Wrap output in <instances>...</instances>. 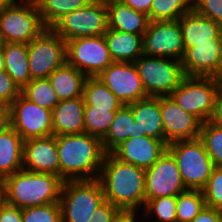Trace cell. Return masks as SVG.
Instances as JSON below:
<instances>
[{"instance_id": "cell-1", "label": "cell", "mask_w": 222, "mask_h": 222, "mask_svg": "<svg viewBox=\"0 0 222 222\" xmlns=\"http://www.w3.org/2000/svg\"><path fill=\"white\" fill-rule=\"evenodd\" d=\"M55 140L63 181L99 178L106 155L100 138L84 132L55 136Z\"/></svg>"}, {"instance_id": "cell-2", "label": "cell", "mask_w": 222, "mask_h": 222, "mask_svg": "<svg viewBox=\"0 0 222 222\" xmlns=\"http://www.w3.org/2000/svg\"><path fill=\"white\" fill-rule=\"evenodd\" d=\"M105 200L120 210L141 212L145 206V169L122 163L106 153L98 178Z\"/></svg>"}, {"instance_id": "cell-3", "label": "cell", "mask_w": 222, "mask_h": 222, "mask_svg": "<svg viewBox=\"0 0 222 222\" xmlns=\"http://www.w3.org/2000/svg\"><path fill=\"white\" fill-rule=\"evenodd\" d=\"M63 180L54 174L19 170L0 182L7 204L21 209L60 201Z\"/></svg>"}, {"instance_id": "cell-4", "label": "cell", "mask_w": 222, "mask_h": 222, "mask_svg": "<svg viewBox=\"0 0 222 222\" xmlns=\"http://www.w3.org/2000/svg\"><path fill=\"white\" fill-rule=\"evenodd\" d=\"M104 201L99 179L64 181L59 201L62 222H89L93 212Z\"/></svg>"}, {"instance_id": "cell-5", "label": "cell", "mask_w": 222, "mask_h": 222, "mask_svg": "<svg viewBox=\"0 0 222 222\" xmlns=\"http://www.w3.org/2000/svg\"><path fill=\"white\" fill-rule=\"evenodd\" d=\"M45 29L35 0H13L0 12L3 43L29 44Z\"/></svg>"}, {"instance_id": "cell-6", "label": "cell", "mask_w": 222, "mask_h": 222, "mask_svg": "<svg viewBox=\"0 0 222 222\" xmlns=\"http://www.w3.org/2000/svg\"><path fill=\"white\" fill-rule=\"evenodd\" d=\"M167 150L176 160L185 187L202 190L215 168L203 142L199 138L177 141L167 145Z\"/></svg>"}, {"instance_id": "cell-7", "label": "cell", "mask_w": 222, "mask_h": 222, "mask_svg": "<svg viewBox=\"0 0 222 222\" xmlns=\"http://www.w3.org/2000/svg\"><path fill=\"white\" fill-rule=\"evenodd\" d=\"M134 64L148 97L170 96L185 77L179 60L143 54Z\"/></svg>"}, {"instance_id": "cell-8", "label": "cell", "mask_w": 222, "mask_h": 222, "mask_svg": "<svg viewBox=\"0 0 222 222\" xmlns=\"http://www.w3.org/2000/svg\"><path fill=\"white\" fill-rule=\"evenodd\" d=\"M219 86L216 77L185 76L170 96L185 112L205 123L212 115Z\"/></svg>"}, {"instance_id": "cell-9", "label": "cell", "mask_w": 222, "mask_h": 222, "mask_svg": "<svg viewBox=\"0 0 222 222\" xmlns=\"http://www.w3.org/2000/svg\"><path fill=\"white\" fill-rule=\"evenodd\" d=\"M51 29L63 40L101 36L108 30V10L105 1H91L59 19Z\"/></svg>"}, {"instance_id": "cell-10", "label": "cell", "mask_w": 222, "mask_h": 222, "mask_svg": "<svg viewBox=\"0 0 222 222\" xmlns=\"http://www.w3.org/2000/svg\"><path fill=\"white\" fill-rule=\"evenodd\" d=\"M28 62L32 80L48 78L67 62L66 41L46 28L28 44Z\"/></svg>"}, {"instance_id": "cell-11", "label": "cell", "mask_w": 222, "mask_h": 222, "mask_svg": "<svg viewBox=\"0 0 222 222\" xmlns=\"http://www.w3.org/2000/svg\"><path fill=\"white\" fill-rule=\"evenodd\" d=\"M66 57L69 65L87 77H97L113 63L104 35L66 41Z\"/></svg>"}, {"instance_id": "cell-12", "label": "cell", "mask_w": 222, "mask_h": 222, "mask_svg": "<svg viewBox=\"0 0 222 222\" xmlns=\"http://www.w3.org/2000/svg\"><path fill=\"white\" fill-rule=\"evenodd\" d=\"M185 52L178 20L150 21L143 34V54L181 61Z\"/></svg>"}, {"instance_id": "cell-13", "label": "cell", "mask_w": 222, "mask_h": 222, "mask_svg": "<svg viewBox=\"0 0 222 222\" xmlns=\"http://www.w3.org/2000/svg\"><path fill=\"white\" fill-rule=\"evenodd\" d=\"M12 128L26 141L53 135L52 110L20 94L10 105Z\"/></svg>"}, {"instance_id": "cell-14", "label": "cell", "mask_w": 222, "mask_h": 222, "mask_svg": "<svg viewBox=\"0 0 222 222\" xmlns=\"http://www.w3.org/2000/svg\"><path fill=\"white\" fill-rule=\"evenodd\" d=\"M188 190L182 180L174 156L166 150L145 170V202L164 196H177Z\"/></svg>"}, {"instance_id": "cell-15", "label": "cell", "mask_w": 222, "mask_h": 222, "mask_svg": "<svg viewBox=\"0 0 222 222\" xmlns=\"http://www.w3.org/2000/svg\"><path fill=\"white\" fill-rule=\"evenodd\" d=\"M97 77L123 104L148 97L134 62H113Z\"/></svg>"}, {"instance_id": "cell-16", "label": "cell", "mask_w": 222, "mask_h": 222, "mask_svg": "<svg viewBox=\"0 0 222 222\" xmlns=\"http://www.w3.org/2000/svg\"><path fill=\"white\" fill-rule=\"evenodd\" d=\"M160 112L167 145L199 138L202 122L185 112L171 96H160Z\"/></svg>"}, {"instance_id": "cell-17", "label": "cell", "mask_w": 222, "mask_h": 222, "mask_svg": "<svg viewBox=\"0 0 222 222\" xmlns=\"http://www.w3.org/2000/svg\"><path fill=\"white\" fill-rule=\"evenodd\" d=\"M185 76L216 77L222 74V38L192 43L181 60Z\"/></svg>"}, {"instance_id": "cell-18", "label": "cell", "mask_w": 222, "mask_h": 222, "mask_svg": "<svg viewBox=\"0 0 222 222\" xmlns=\"http://www.w3.org/2000/svg\"><path fill=\"white\" fill-rule=\"evenodd\" d=\"M167 150L163 140L148 136L128 138L111 153L122 163L132 164L143 169L150 168Z\"/></svg>"}, {"instance_id": "cell-19", "label": "cell", "mask_w": 222, "mask_h": 222, "mask_svg": "<svg viewBox=\"0 0 222 222\" xmlns=\"http://www.w3.org/2000/svg\"><path fill=\"white\" fill-rule=\"evenodd\" d=\"M23 169L59 176V156L55 135L24 141Z\"/></svg>"}, {"instance_id": "cell-20", "label": "cell", "mask_w": 222, "mask_h": 222, "mask_svg": "<svg viewBox=\"0 0 222 222\" xmlns=\"http://www.w3.org/2000/svg\"><path fill=\"white\" fill-rule=\"evenodd\" d=\"M85 106L83 96L60 101L52 109L53 135L84 133Z\"/></svg>"}, {"instance_id": "cell-21", "label": "cell", "mask_w": 222, "mask_h": 222, "mask_svg": "<svg viewBox=\"0 0 222 222\" xmlns=\"http://www.w3.org/2000/svg\"><path fill=\"white\" fill-rule=\"evenodd\" d=\"M128 105L137 124V137L148 136L164 141L160 97H147Z\"/></svg>"}, {"instance_id": "cell-22", "label": "cell", "mask_w": 222, "mask_h": 222, "mask_svg": "<svg viewBox=\"0 0 222 222\" xmlns=\"http://www.w3.org/2000/svg\"><path fill=\"white\" fill-rule=\"evenodd\" d=\"M185 50L192 43L211 42V39L222 38V26L213 20L199 15L194 9L178 19Z\"/></svg>"}, {"instance_id": "cell-23", "label": "cell", "mask_w": 222, "mask_h": 222, "mask_svg": "<svg viewBox=\"0 0 222 222\" xmlns=\"http://www.w3.org/2000/svg\"><path fill=\"white\" fill-rule=\"evenodd\" d=\"M108 29L143 35L149 25L148 15L138 12L120 0H107Z\"/></svg>"}, {"instance_id": "cell-24", "label": "cell", "mask_w": 222, "mask_h": 222, "mask_svg": "<svg viewBox=\"0 0 222 222\" xmlns=\"http://www.w3.org/2000/svg\"><path fill=\"white\" fill-rule=\"evenodd\" d=\"M104 37L113 62H134L143 55V35L108 29Z\"/></svg>"}, {"instance_id": "cell-25", "label": "cell", "mask_w": 222, "mask_h": 222, "mask_svg": "<svg viewBox=\"0 0 222 222\" xmlns=\"http://www.w3.org/2000/svg\"><path fill=\"white\" fill-rule=\"evenodd\" d=\"M24 140L11 127L0 133V182L23 169Z\"/></svg>"}, {"instance_id": "cell-26", "label": "cell", "mask_w": 222, "mask_h": 222, "mask_svg": "<svg viewBox=\"0 0 222 222\" xmlns=\"http://www.w3.org/2000/svg\"><path fill=\"white\" fill-rule=\"evenodd\" d=\"M4 70L22 89L31 80L28 62V44L3 43Z\"/></svg>"}, {"instance_id": "cell-27", "label": "cell", "mask_w": 222, "mask_h": 222, "mask_svg": "<svg viewBox=\"0 0 222 222\" xmlns=\"http://www.w3.org/2000/svg\"><path fill=\"white\" fill-rule=\"evenodd\" d=\"M87 76L67 62L48 77L59 101L82 97Z\"/></svg>"}, {"instance_id": "cell-28", "label": "cell", "mask_w": 222, "mask_h": 222, "mask_svg": "<svg viewBox=\"0 0 222 222\" xmlns=\"http://www.w3.org/2000/svg\"><path fill=\"white\" fill-rule=\"evenodd\" d=\"M128 138H137V124L131 107L124 104L116 111L114 120L102 139L104 151L111 153Z\"/></svg>"}, {"instance_id": "cell-29", "label": "cell", "mask_w": 222, "mask_h": 222, "mask_svg": "<svg viewBox=\"0 0 222 222\" xmlns=\"http://www.w3.org/2000/svg\"><path fill=\"white\" fill-rule=\"evenodd\" d=\"M82 96L86 106L108 111H117L124 105L98 77L86 78Z\"/></svg>"}, {"instance_id": "cell-30", "label": "cell", "mask_w": 222, "mask_h": 222, "mask_svg": "<svg viewBox=\"0 0 222 222\" xmlns=\"http://www.w3.org/2000/svg\"><path fill=\"white\" fill-rule=\"evenodd\" d=\"M93 0H35L42 22L51 28L64 15L86 7Z\"/></svg>"}, {"instance_id": "cell-31", "label": "cell", "mask_w": 222, "mask_h": 222, "mask_svg": "<svg viewBox=\"0 0 222 222\" xmlns=\"http://www.w3.org/2000/svg\"><path fill=\"white\" fill-rule=\"evenodd\" d=\"M176 207L177 196H164L147 200L141 211V215L144 216V219L142 216L141 220H143L142 222H176Z\"/></svg>"}, {"instance_id": "cell-32", "label": "cell", "mask_w": 222, "mask_h": 222, "mask_svg": "<svg viewBox=\"0 0 222 222\" xmlns=\"http://www.w3.org/2000/svg\"><path fill=\"white\" fill-rule=\"evenodd\" d=\"M21 94L42 108L52 110L60 101L48 78L31 80Z\"/></svg>"}, {"instance_id": "cell-33", "label": "cell", "mask_w": 222, "mask_h": 222, "mask_svg": "<svg viewBox=\"0 0 222 222\" xmlns=\"http://www.w3.org/2000/svg\"><path fill=\"white\" fill-rule=\"evenodd\" d=\"M194 8V0H153L150 21L178 20Z\"/></svg>"}, {"instance_id": "cell-34", "label": "cell", "mask_w": 222, "mask_h": 222, "mask_svg": "<svg viewBox=\"0 0 222 222\" xmlns=\"http://www.w3.org/2000/svg\"><path fill=\"white\" fill-rule=\"evenodd\" d=\"M116 111L96 108L95 106H85L84 110V132L98 137L101 140L106 136Z\"/></svg>"}, {"instance_id": "cell-35", "label": "cell", "mask_w": 222, "mask_h": 222, "mask_svg": "<svg viewBox=\"0 0 222 222\" xmlns=\"http://www.w3.org/2000/svg\"><path fill=\"white\" fill-rule=\"evenodd\" d=\"M206 206L202 190H186L177 195L176 222H191Z\"/></svg>"}, {"instance_id": "cell-36", "label": "cell", "mask_w": 222, "mask_h": 222, "mask_svg": "<svg viewBox=\"0 0 222 222\" xmlns=\"http://www.w3.org/2000/svg\"><path fill=\"white\" fill-rule=\"evenodd\" d=\"M199 139L215 167H222V125L216 126L209 121L202 123Z\"/></svg>"}, {"instance_id": "cell-37", "label": "cell", "mask_w": 222, "mask_h": 222, "mask_svg": "<svg viewBox=\"0 0 222 222\" xmlns=\"http://www.w3.org/2000/svg\"><path fill=\"white\" fill-rule=\"evenodd\" d=\"M23 222H62L60 202L22 209Z\"/></svg>"}, {"instance_id": "cell-38", "label": "cell", "mask_w": 222, "mask_h": 222, "mask_svg": "<svg viewBox=\"0 0 222 222\" xmlns=\"http://www.w3.org/2000/svg\"><path fill=\"white\" fill-rule=\"evenodd\" d=\"M207 207L222 211V167H215L202 189Z\"/></svg>"}, {"instance_id": "cell-39", "label": "cell", "mask_w": 222, "mask_h": 222, "mask_svg": "<svg viewBox=\"0 0 222 222\" xmlns=\"http://www.w3.org/2000/svg\"><path fill=\"white\" fill-rule=\"evenodd\" d=\"M193 9L222 26V0H194Z\"/></svg>"}, {"instance_id": "cell-40", "label": "cell", "mask_w": 222, "mask_h": 222, "mask_svg": "<svg viewBox=\"0 0 222 222\" xmlns=\"http://www.w3.org/2000/svg\"><path fill=\"white\" fill-rule=\"evenodd\" d=\"M20 94L21 89L14 80L5 70L0 71V104L10 106Z\"/></svg>"}, {"instance_id": "cell-41", "label": "cell", "mask_w": 222, "mask_h": 222, "mask_svg": "<svg viewBox=\"0 0 222 222\" xmlns=\"http://www.w3.org/2000/svg\"><path fill=\"white\" fill-rule=\"evenodd\" d=\"M120 209L109 201L105 200L93 212L89 222H111Z\"/></svg>"}, {"instance_id": "cell-42", "label": "cell", "mask_w": 222, "mask_h": 222, "mask_svg": "<svg viewBox=\"0 0 222 222\" xmlns=\"http://www.w3.org/2000/svg\"><path fill=\"white\" fill-rule=\"evenodd\" d=\"M0 222H23L22 209L6 203L0 212Z\"/></svg>"}, {"instance_id": "cell-43", "label": "cell", "mask_w": 222, "mask_h": 222, "mask_svg": "<svg viewBox=\"0 0 222 222\" xmlns=\"http://www.w3.org/2000/svg\"><path fill=\"white\" fill-rule=\"evenodd\" d=\"M191 222H222V211L205 206Z\"/></svg>"}, {"instance_id": "cell-44", "label": "cell", "mask_w": 222, "mask_h": 222, "mask_svg": "<svg viewBox=\"0 0 222 222\" xmlns=\"http://www.w3.org/2000/svg\"><path fill=\"white\" fill-rule=\"evenodd\" d=\"M210 123L220 126L222 125V85L220 84L214 103V109L210 119Z\"/></svg>"}, {"instance_id": "cell-45", "label": "cell", "mask_w": 222, "mask_h": 222, "mask_svg": "<svg viewBox=\"0 0 222 222\" xmlns=\"http://www.w3.org/2000/svg\"><path fill=\"white\" fill-rule=\"evenodd\" d=\"M141 212L134 210H120L111 222H142Z\"/></svg>"}, {"instance_id": "cell-46", "label": "cell", "mask_w": 222, "mask_h": 222, "mask_svg": "<svg viewBox=\"0 0 222 222\" xmlns=\"http://www.w3.org/2000/svg\"><path fill=\"white\" fill-rule=\"evenodd\" d=\"M134 10L148 15L151 10L153 0H120Z\"/></svg>"}, {"instance_id": "cell-47", "label": "cell", "mask_w": 222, "mask_h": 222, "mask_svg": "<svg viewBox=\"0 0 222 222\" xmlns=\"http://www.w3.org/2000/svg\"><path fill=\"white\" fill-rule=\"evenodd\" d=\"M12 127L11 108L9 105L0 104V133Z\"/></svg>"}, {"instance_id": "cell-48", "label": "cell", "mask_w": 222, "mask_h": 222, "mask_svg": "<svg viewBox=\"0 0 222 222\" xmlns=\"http://www.w3.org/2000/svg\"><path fill=\"white\" fill-rule=\"evenodd\" d=\"M6 198L3 189L0 187V212L4 205L6 204Z\"/></svg>"}, {"instance_id": "cell-49", "label": "cell", "mask_w": 222, "mask_h": 222, "mask_svg": "<svg viewBox=\"0 0 222 222\" xmlns=\"http://www.w3.org/2000/svg\"><path fill=\"white\" fill-rule=\"evenodd\" d=\"M13 0H0V12L5 9Z\"/></svg>"}, {"instance_id": "cell-50", "label": "cell", "mask_w": 222, "mask_h": 222, "mask_svg": "<svg viewBox=\"0 0 222 222\" xmlns=\"http://www.w3.org/2000/svg\"><path fill=\"white\" fill-rule=\"evenodd\" d=\"M4 70V58H3V51L0 50V71Z\"/></svg>"}, {"instance_id": "cell-51", "label": "cell", "mask_w": 222, "mask_h": 222, "mask_svg": "<svg viewBox=\"0 0 222 222\" xmlns=\"http://www.w3.org/2000/svg\"><path fill=\"white\" fill-rule=\"evenodd\" d=\"M2 46H3V40H2V38L0 37V50L2 49Z\"/></svg>"}, {"instance_id": "cell-52", "label": "cell", "mask_w": 222, "mask_h": 222, "mask_svg": "<svg viewBox=\"0 0 222 222\" xmlns=\"http://www.w3.org/2000/svg\"><path fill=\"white\" fill-rule=\"evenodd\" d=\"M219 81H220V84L222 85V74H221V76L219 77Z\"/></svg>"}]
</instances>
